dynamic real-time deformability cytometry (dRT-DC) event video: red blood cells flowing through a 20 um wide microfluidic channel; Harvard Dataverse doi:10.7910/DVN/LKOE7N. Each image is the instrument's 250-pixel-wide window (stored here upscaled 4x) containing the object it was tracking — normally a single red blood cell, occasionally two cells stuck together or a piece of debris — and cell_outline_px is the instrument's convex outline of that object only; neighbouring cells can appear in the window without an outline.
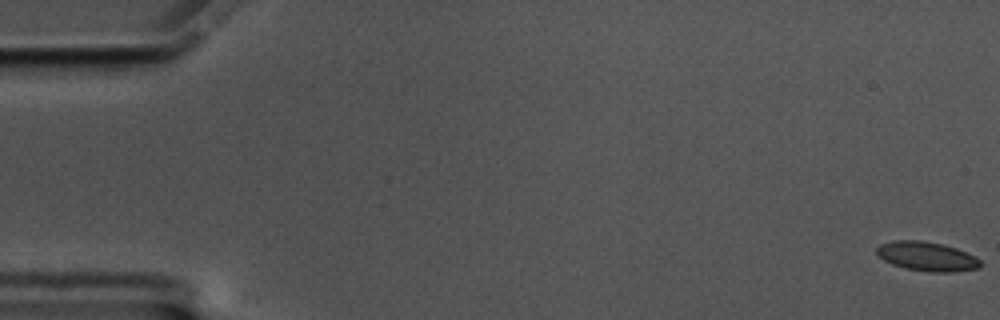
{"species": "common noctule bat (a hibernating species)", "species_latin": "Nyctalus noctula", "temperature_condition": "cold", "stored_images_in_passage": 58, "camera_frame_rate_fps": 3000, "um_per_image_px": 0.085, "animal": {"sex": "male", "body_mass_g": 17.5, "forearm_length_mm": 52.3}, "frame": {"image": 1, "passage_image": 1, "time_ms": 0.0, "image_size_px": [1000, 320], "cell_outline_px": [[984, 264], [980, 268], [956, 272], [932, 272], [904, 268], [892, 264], [884, 260], [876, 252], [876, 248], [880, 244], [892, 240], [920, 240], [944, 244], [956, 248], [976, 256]], "centroid_in_image_um": [78.83, 21.79], "position_along_channel_um": 6.2, "area_um2": 17.92}}
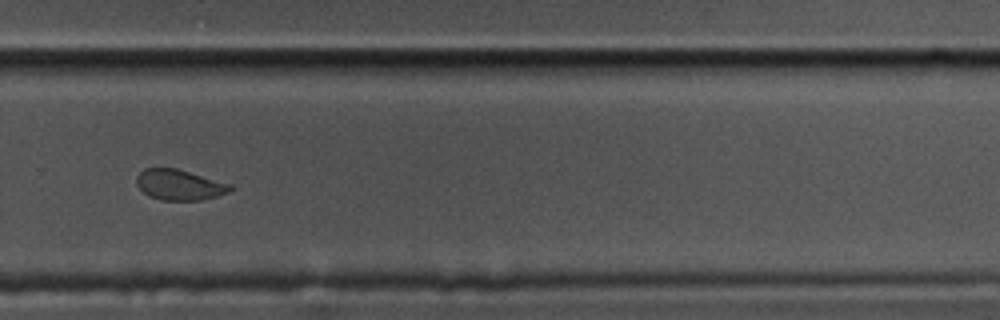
{"frame": {"image": 2, "passage_image": 40, "time_ms": 13.0, "image_size_px": [1000, 320], "cell_outline_px": [[232, 188], [228, 192], [216, 196], [200, 200], [160, 200], [148, 196], [136, 184], [136, 176], [144, 168], [176, 168], [232, 184]], "centroid_in_image_um": [15.23, 15.71], "position_along_channel_um": 314.6, "area_um2": 16.65}}
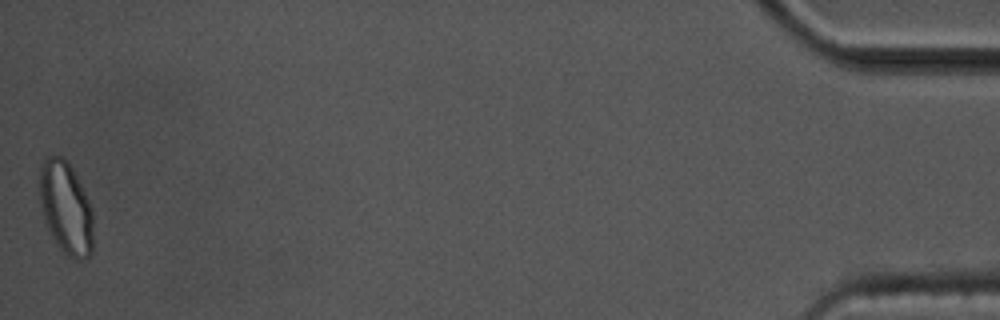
{"frame": {"image": 3, "passage_image": 58, "time_ms": 19.0, "image_size_px": [1000, 320], "cell_outline_px": [[92, 252], [84, 260], [76, 260], [64, 256], [56, 244], [44, 220], [40, 204], [36, 180], [44, 156], [64, 156], [72, 168], [92, 208]], "centroid_in_image_um": [5.55, 17.66], "position_along_channel_um": 429.7, "area_um2": 29.65}, "authors_computed_cell_mechanics": {"area_um2": 17.7157, "velocity_mm_per_s": 3.51, "shape_relaxation_time_tau1_ms": 6.0486, "shape_relaxation_time_tau2_ms": null, "deformation_change_tau1": 0.1097, "deformation_change_tau2": null}}